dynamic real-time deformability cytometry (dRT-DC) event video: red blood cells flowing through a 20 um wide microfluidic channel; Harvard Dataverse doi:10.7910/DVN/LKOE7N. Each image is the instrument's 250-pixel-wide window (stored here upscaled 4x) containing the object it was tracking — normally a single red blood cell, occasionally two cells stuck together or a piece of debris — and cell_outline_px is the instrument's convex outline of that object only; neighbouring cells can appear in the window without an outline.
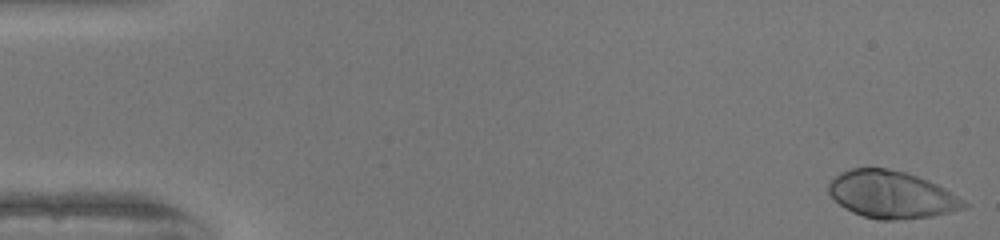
{"species": "human", "species_latin": "Homo sapiens", "temperature_condition": "warm", "stored_images_in_passage": 51, "camera_frame_rate_fps": 3000, "um_per_image_px": 0.085, "donor": {"sex": "female"}, "frame": {"image": 1, "passage_image": 1, "time_ms": 0.0, "image_size_px": [1000, 240], "cell_outline_px": [[972, 204], [968, 208], [932, 216], [896, 220], [876, 220], [852, 212], [844, 208], [828, 192], [828, 184], [840, 172], [852, 168], [888, 168], [904, 172], [928, 180], [944, 188]], "centroid_in_image_um": [75.81, 16.55], "position_along_channel_um": 9.2, "area_um2": 37.34}}
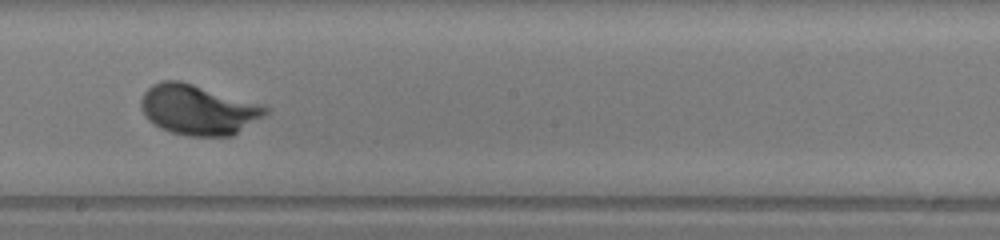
{"frame": {"image": 2, "passage_image": 29, "time_ms": 9.333, "image_size_px": [1000, 240], "cell_outline_px": [[268, 112], [264, 116], [232, 136], [188, 136], [172, 132], [160, 128], [148, 120], [140, 108], [140, 100], [144, 92], [152, 84], [160, 80], [180, 80], [264, 104], [268, 108]], "centroid_in_image_um": [16.84, 9.31], "position_along_channel_um": 231.4, "area_um2": 36.7}}
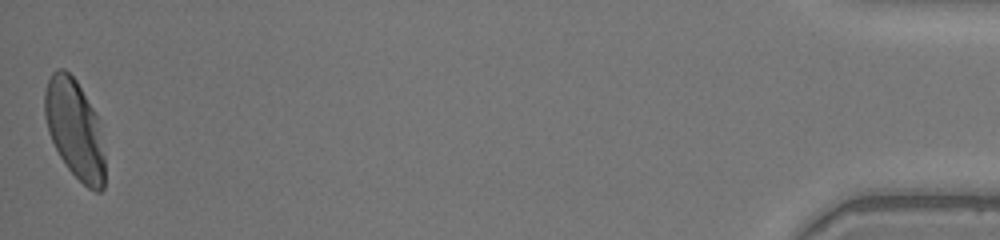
{"frame": {"image": 3, "passage_image": 51, "time_ms": 16.667, "image_size_px": [1000, 240], "cell_outline_px": [[104, 188], [100, 192], [96, 192], [88, 188], [68, 168], [60, 156], [48, 132], [44, 116], [44, 92], [48, 80], [52, 72], [56, 68], [64, 68], [76, 80], [92, 108], [96, 116], [104, 156]], "centroid_in_image_um": [6.32, 10.96], "position_along_channel_um": 428.9, "area_um2": 34.16}, "authors_computed_cell_mechanics": {"area_um2": 34.7956, "velocity_mm_per_s": 4.0179, "shape_relaxation_time_tau1_ms": 2.0528, "shape_relaxation_time_tau2_ms": null, "deformation_change_tau1": 0.1794, "deformation_change_tau2": null}}